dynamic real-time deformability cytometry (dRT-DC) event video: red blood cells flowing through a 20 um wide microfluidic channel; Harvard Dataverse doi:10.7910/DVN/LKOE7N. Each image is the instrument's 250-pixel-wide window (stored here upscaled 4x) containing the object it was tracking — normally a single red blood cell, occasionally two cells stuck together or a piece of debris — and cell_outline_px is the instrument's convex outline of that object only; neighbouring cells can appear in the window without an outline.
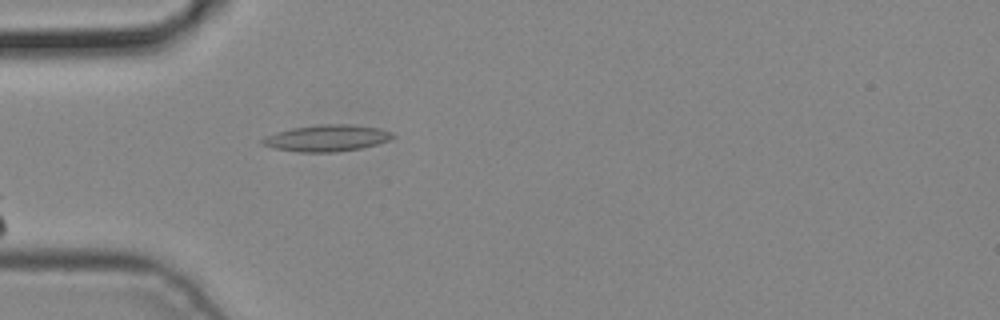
{"species": "common noctule bat (a hibernating species)", "species_latin": "Nyctalus noctula", "temperature_condition": "cold", "stored_images_in_passage": 4, "camera_frame_rate_fps": 3000, "um_per_image_px": 0.085, "animal": {"sex": "male", "body_mass_g": 19.2, "forearm_length_mm": 51.8}, "frame": {"image": 1, "passage_image": 4, "time_ms": 1.0, "image_size_px": [1000, 320], "cell_outline_px": [[396, 136], [388, 140], [376, 144], [360, 148], [336, 152], [300, 152], [272, 148], [260, 144], [260, 140], [264, 136], [276, 132], [292, 128], [324, 124], [352, 124], [380, 128], [392, 132]], "centroid_in_image_um": [27.75, 11.74], "position_along_channel_um": 57.3, "area_um2": 20.23}}